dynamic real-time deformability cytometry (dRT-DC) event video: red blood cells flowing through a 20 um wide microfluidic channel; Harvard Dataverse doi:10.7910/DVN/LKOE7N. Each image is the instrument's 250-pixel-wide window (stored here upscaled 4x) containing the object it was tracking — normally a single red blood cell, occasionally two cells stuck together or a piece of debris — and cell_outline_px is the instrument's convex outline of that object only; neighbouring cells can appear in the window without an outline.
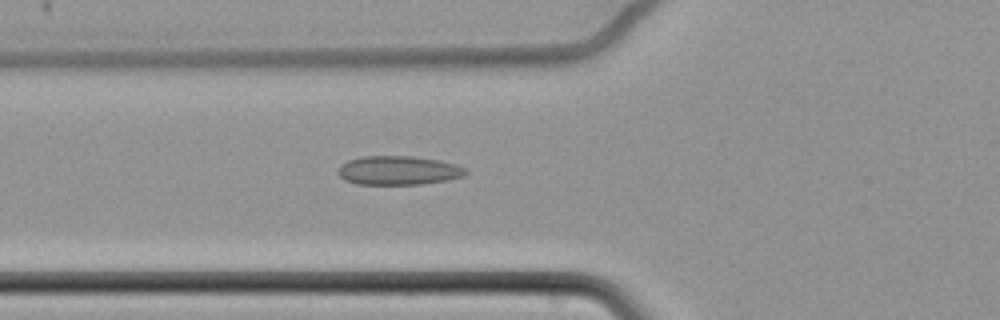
{"species": "common noctule bat (a hibernating species)", "species_latin": "Nyctalus noctula", "temperature_condition": "cold", "stored_images_in_passage": 7, "camera_frame_rate_fps": 3000, "um_per_image_px": 0.085, "animal": {"sex": "female", "body_mass_g": 22.7, "forearm_length_mm": 54.2}, "frame": {"image": 1, "passage_image": 7, "time_ms": 2.0, "image_size_px": [1000, 320], "cell_outline_px": [[468, 172], [464, 176], [448, 180], [420, 184], [356, 184], [344, 180], [336, 172], [340, 164], [348, 160], [364, 156], [412, 156], [440, 160], [456, 164], [468, 168]], "centroid_in_image_um": [33.87, 14.48], "position_along_channel_um": 91.9, "area_um2": 21.79}}